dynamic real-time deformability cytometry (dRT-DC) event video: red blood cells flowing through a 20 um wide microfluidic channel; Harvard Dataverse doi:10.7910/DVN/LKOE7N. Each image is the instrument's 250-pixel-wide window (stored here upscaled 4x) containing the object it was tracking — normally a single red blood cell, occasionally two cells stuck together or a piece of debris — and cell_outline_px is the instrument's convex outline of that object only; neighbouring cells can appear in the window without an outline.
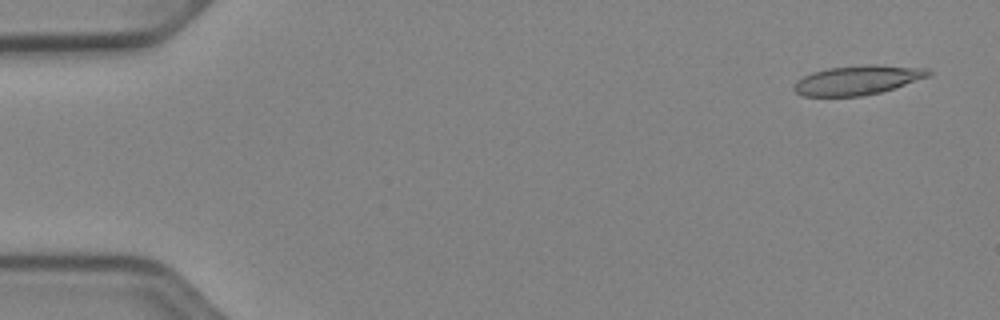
{"species": "Egyptian fruit bat (a non-hibernating species)", "species_latin": "Rousettus aegyptiacus", "temperature_condition": "cold", "stored_images_in_passage": 52, "camera_frame_rate_fps": 3000, "um_per_image_px": 0.085, "animal": {"sex": "female"}, "frame": {"image": 1, "passage_image": 3, "time_ms": 0.667, "image_size_px": [1000, 320], "cell_outline_px": [[932, 76], [880, 92], [860, 96], [804, 96], [796, 92], [792, 88], [796, 80], [812, 72], [828, 68], [864, 64], [880, 64], [928, 68], [932, 72]], "centroid_in_image_um": [72.93, 6.79], "position_along_channel_um": 12.1, "area_um2": 23.24}}
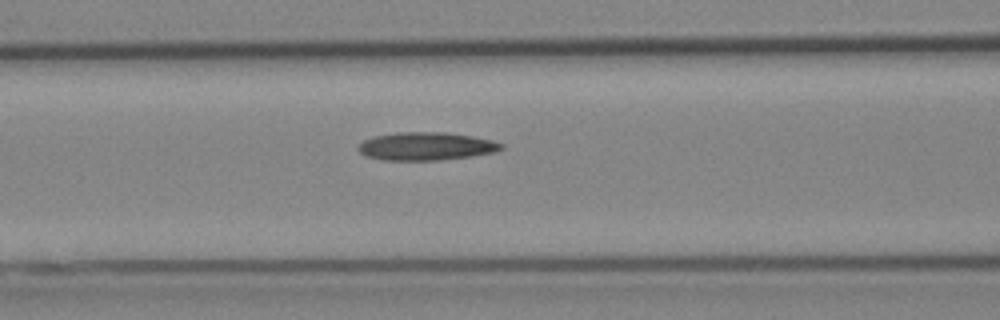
{"frame": {"image": 2, "passage_image": 22, "time_ms": 7.0, "image_size_px": [1000, 320], "cell_outline_px": [[504, 148], [496, 152], [472, 156], [440, 160], [384, 160], [368, 156], [360, 152], [356, 148], [364, 140], [372, 136], [400, 132], [444, 132], [472, 136], [492, 140], [504, 144]], "centroid_in_image_um": [36.24, 12.43], "position_along_channel_um": 130.4, "area_um2": 23.41}}
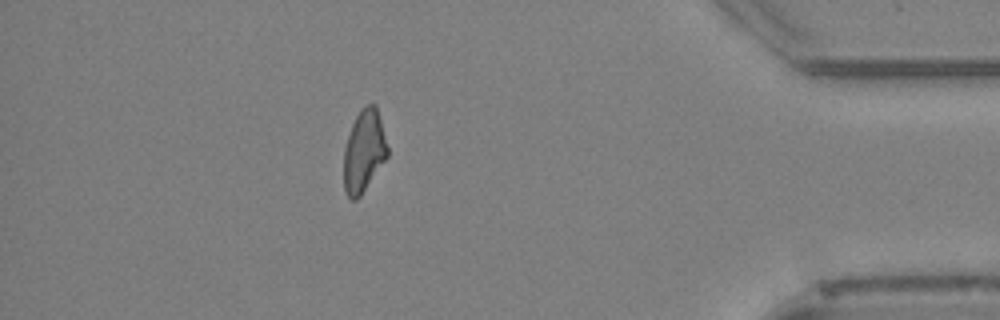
{"frame": {"image": 3, "passage_image": 46, "time_ms": 15.0, "image_size_px": [1000, 320], "cell_outline_px": [[388, 156], [360, 196], [356, 200], [352, 200], [344, 192], [344, 148], [352, 124], [360, 108], [364, 104], [376, 104], [388, 148]], "centroid_in_image_um": [30.93, 12.83], "position_along_channel_um": 404.3, "area_um2": 20.87}, "authors_computed_cell_mechanics": {"area_um2": 22.3397, "velocity_mm_per_s": 3.9429, "shape_relaxation_time_tau1_ms": null, "shape_relaxation_time_tau2_ms": 5.6741, "deformation_change_tau1": null, "deformation_change_tau2": 0.1662}}